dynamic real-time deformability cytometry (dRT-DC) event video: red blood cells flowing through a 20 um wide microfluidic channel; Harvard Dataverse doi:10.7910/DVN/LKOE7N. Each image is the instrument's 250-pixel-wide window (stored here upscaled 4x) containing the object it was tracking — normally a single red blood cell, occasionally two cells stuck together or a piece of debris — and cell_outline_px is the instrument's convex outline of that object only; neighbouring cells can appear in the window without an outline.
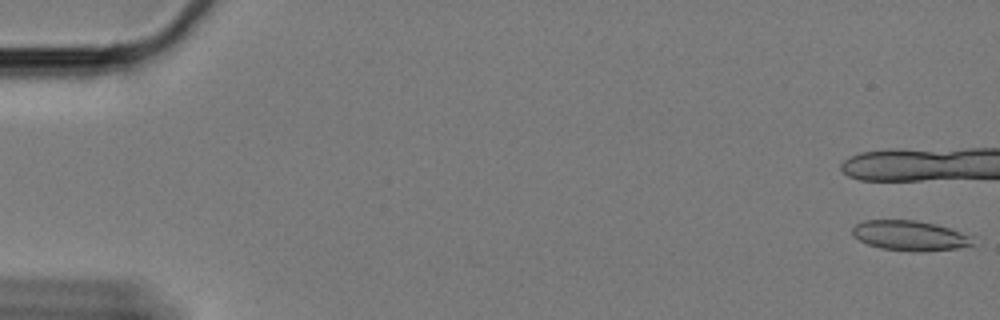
{"species": "Egyptian fruit bat (a non-hibernating species)", "species_latin": "Rousettus aegyptiacus", "temperature_condition": "cold", "stored_images_in_passage": 10, "camera_frame_rate_fps": 3000, "um_per_image_px": 0.085, "animal": {"sex": "female"}, "frame": {"image": 1, "passage_image": 1, "time_ms": 0.0, "image_size_px": [1000, 320], "cell_outline_px": [[972, 244], [956, 248], [880, 248], [868, 244], [852, 236], [852, 228], [856, 224], [864, 220], [916, 220], [936, 224], [972, 236]], "centroid_in_image_um": [77.25, 19.95], "position_along_channel_um": 7.8, "area_um2": 19.77}}